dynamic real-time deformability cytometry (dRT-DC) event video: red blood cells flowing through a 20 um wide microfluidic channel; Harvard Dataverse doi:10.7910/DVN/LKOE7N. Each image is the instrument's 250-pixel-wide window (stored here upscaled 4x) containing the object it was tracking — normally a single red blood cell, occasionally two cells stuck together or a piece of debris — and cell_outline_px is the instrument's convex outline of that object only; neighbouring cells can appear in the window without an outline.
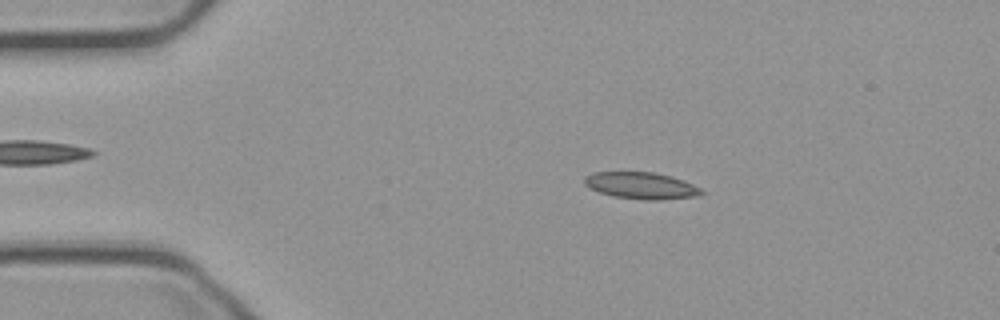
{"species": "common noctule bat (a hibernating species)", "species_latin": "Nyctalus noctula", "temperature_condition": "cold", "stored_images_in_passage": 54, "camera_frame_rate_fps": 3000, "um_per_image_px": 0.085, "animal": {"sex": "male", "body_mass_g": 23.1, "forearm_length_mm": 52.7}, "frame": {"image": 1, "passage_image": 10, "time_ms": 3.0, "image_size_px": [1000, 320], "cell_outline_px": [[704, 192], [696, 196], [656, 200], [648, 200], [616, 196], [600, 192], [588, 188], [584, 184], [584, 176], [592, 172], [652, 172], [672, 176], [684, 180], [700, 188]], "centroid_in_image_um": [54.47, 15.76], "position_along_channel_um": 30.5, "area_um2": 18.09}}
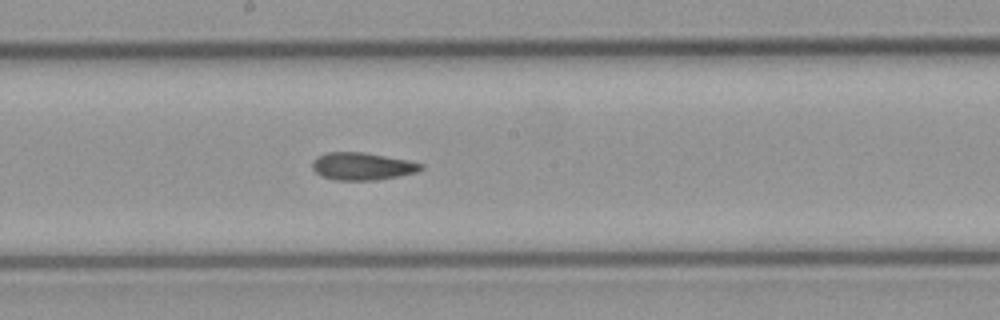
{"frame": {"image": 2, "passage_image": 29, "time_ms": 9.333, "image_size_px": [1000, 320], "cell_outline_px": [[424, 168], [416, 172], [376, 180], [336, 180], [320, 176], [312, 168], [312, 160], [316, 156], [328, 152], [364, 152], [408, 160], [424, 164]], "centroid_in_image_um": [30.76, 14.13], "position_along_channel_um": 217.4, "area_um2": 17.46}}
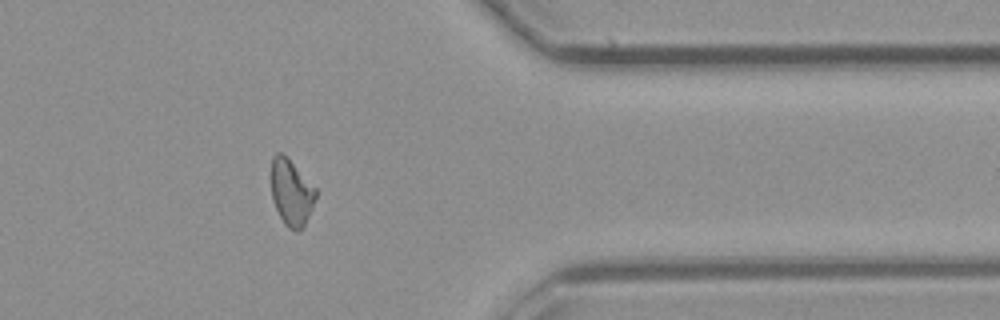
{"frame": {"image": 3, "passage_image": 44, "time_ms": 14.333, "image_size_px": [1000, 320], "cell_outline_px": [[316, 196], [312, 208], [304, 224], [296, 232], [288, 228], [284, 224], [272, 200], [272, 156], [276, 152], [284, 152], [316, 188]], "centroid_in_image_um": [24.76, 16.31], "position_along_channel_um": 386.6, "area_um2": 17.17}, "authors_computed_cell_mechanics": {"area_um2": 17.6868, "velocity_mm_per_s": 3.7371, "shape_relaxation_time_tau1_ms": null, "shape_relaxation_time_tau2_ms": 7.9105, "deformation_change_tau1": null, "deformation_change_tau2": 0.155}}